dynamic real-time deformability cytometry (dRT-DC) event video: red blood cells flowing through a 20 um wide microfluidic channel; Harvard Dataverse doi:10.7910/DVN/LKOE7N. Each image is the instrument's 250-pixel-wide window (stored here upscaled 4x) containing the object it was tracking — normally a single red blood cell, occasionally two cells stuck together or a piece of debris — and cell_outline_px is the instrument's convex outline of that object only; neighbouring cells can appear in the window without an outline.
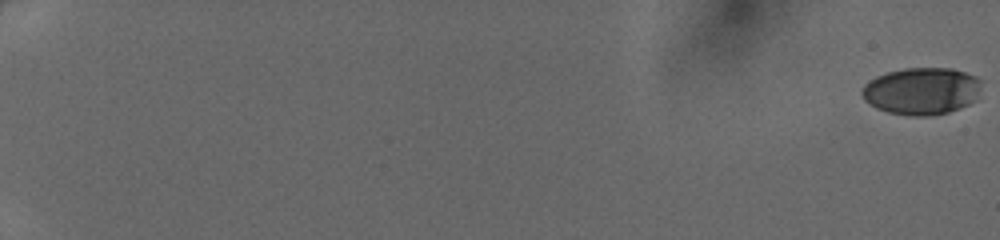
{"species": "human", "species_latin": "Homo sapiens", "temperature_condition": "cold", "stored_images_in_passage": 51, "camera_frame_rate_fps": 3000, "um_per_image_px": 0.085, "donor": {"sex": "female"}, "frame": {"image": 1, "passage_image": 1, "time_ms": 0.0, "image_size_px": [1000, 240], "cell_outline_px": [[980, 80], [976, 100], [960, 108], [948, 112], [928, 116], [912, 116], [888, 112], [876, 108], [868, 104], [864, 100], [860, 92], [864, 84], [876, 76], [888, 72], [904, 68], [952, 68], [976, 76]], "centroid_in_image_um": [78.3, 7.74], "position_along_channel_um": 6.7, "area_um2": 32.89}}
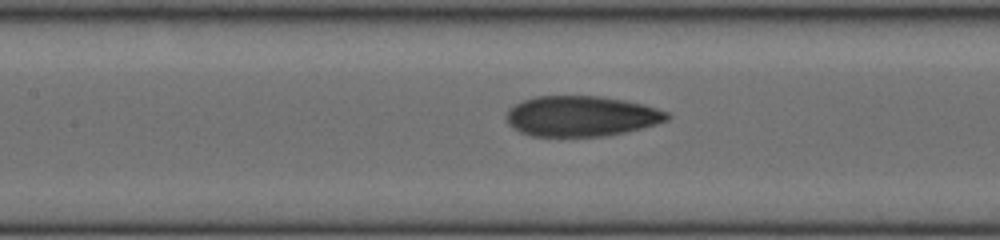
{"frame": {"image": 2, "passage_image": 28, "time_ms": 9.0, "image_size_px": [1000, 240], "cell_outline_px": [[672, 116], [668, 120], [656, 124], [624, 132], [604, 136], [532, 136], [520, 132], [512, 128], [504, 120], [504, 116], [508, 108], [524, 100], [536, 96], [600, 96], [624, 100], [644, 104], [668, 112]], "centroid_in_image_um": [49.37, 9.87], "position_along_channel_um": 158.0, "area_um2": 38.09}}
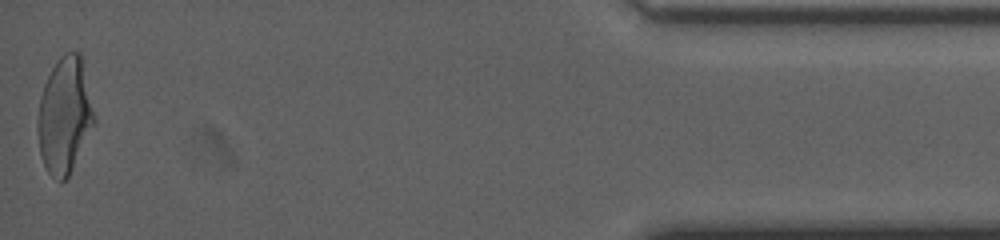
{"frame": {"image": 3, "passage_image": 51, "time_ms": 16.667, "image_size_px": [1000, 240], "cell_outline_px": [[96, 124], [68, 176], [60, 184], [48, 172], [44, 164], [40, 152], [36, 128], [36, 124], [40, 96], [44, 84], [56, 60], [64, 52], [80, 52], [96, 120]], "centroid_in_image_um": [5.49, 9.83], "position_along_channel_um": 429.7, "area_um2": 38.44}}